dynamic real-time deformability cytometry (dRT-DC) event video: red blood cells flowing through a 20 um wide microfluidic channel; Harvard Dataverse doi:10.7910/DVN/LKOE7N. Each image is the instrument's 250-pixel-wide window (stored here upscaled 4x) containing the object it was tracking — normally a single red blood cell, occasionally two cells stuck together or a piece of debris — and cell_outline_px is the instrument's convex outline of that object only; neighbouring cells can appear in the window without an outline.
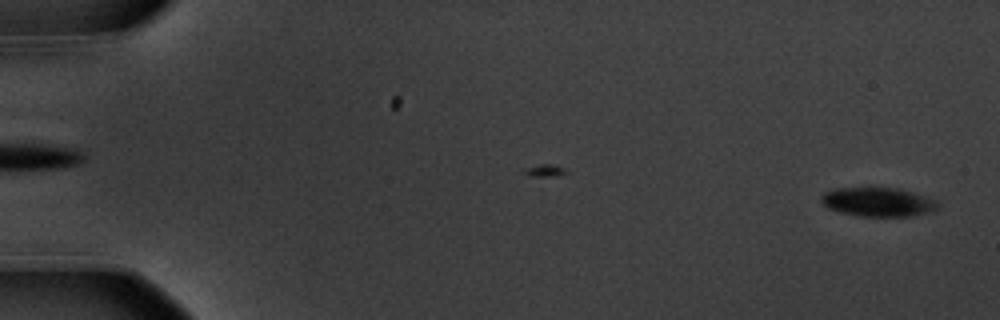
{"species": "common noctule bat (a hibernating species)", "species_latin": "Nyctalus noctula", "temperature_condition": "warm", "stored_images_in_passage": 26, "camera_frame_rate_fps": 3000, "um_per_image_px": 0.085, "animal": {"sex": "male", "body_mass_g": 20.1, "forearm_length_mm": 53.5}, "frame": {"image": 1, "passage_image": 2, "time_ms": 0.333, "image_size_px": [1000, 320], "cell_outline_px": [[940, 204], [936, 208], [912, 216], [860, 216], [840, 212], [828, 208], [820, 200], [820, 196], [824, 192], [840, 188], [896, 188], [912, 192], [936, 200]], "centroid_in_image_um": [74.59, 17.16], "position_along_channel_um": 10.4, "area_um2": 19.36}}
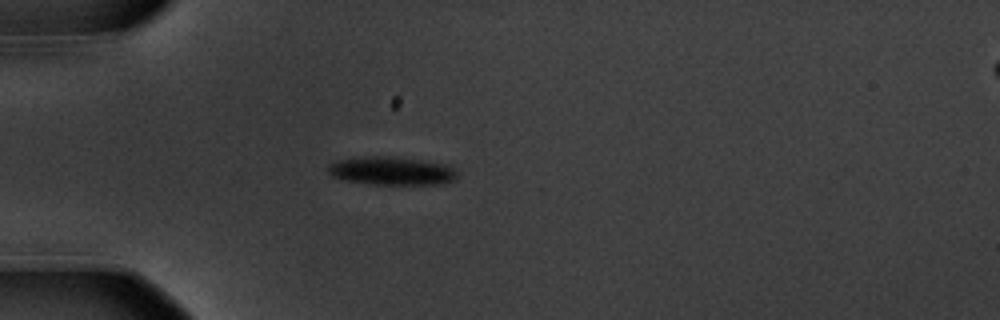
{"frame": {"image": 2, "passage_image": 17, "time_ms": 5.333, "image_size_px": [1000, 320], "cell_outline_px": [[456, 180], [440, 184], [372, 184], [344, 180], [332, 176], [328, 172], [328, 164], [336, 160], [364, 156], [392, 156], [420, 160], [444, 164], [452, 168], [456, 172]], "centroid_in_image_um": [33.24, 14.52], "position_along_channel_um": 51.8, "area_um2": 21.27}}